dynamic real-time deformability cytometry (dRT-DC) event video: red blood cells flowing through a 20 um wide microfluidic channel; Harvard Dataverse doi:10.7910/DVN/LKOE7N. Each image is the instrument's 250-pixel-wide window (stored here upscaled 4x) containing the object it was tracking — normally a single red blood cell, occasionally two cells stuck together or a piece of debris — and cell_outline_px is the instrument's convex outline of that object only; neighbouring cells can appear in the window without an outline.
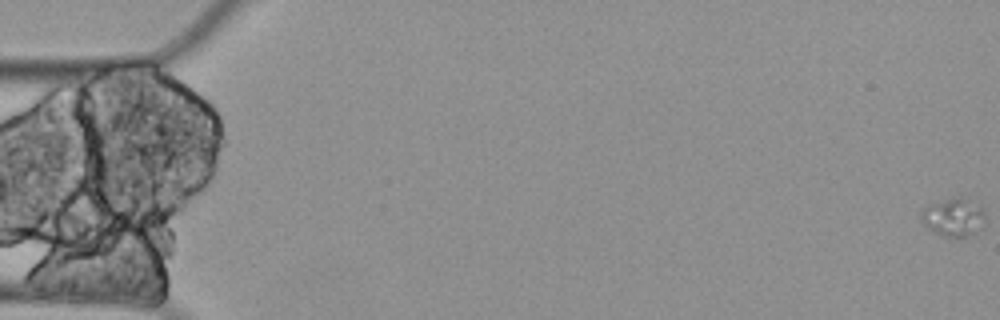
{"species": "Egyptian fruit bat (a non-hibernating species)", "species_latin": "Rousettus aegyptiacus", "temperature_condition": "cold", "stored_images_in_passage": 6, "camera_frame_rate_fps": 3000, "um_per_image_px": 0.085, "animal": {"sex": "female"}, "frame": {"image": 1, "passage_image": 1, "time_ms": 0.0, "image_size_px": [1000, 320], "cell_outline_px": [[984, 224], [980, 228], [964, 236], [944, 236], [928, 228], [924, 224], [920, 216], [920, 208], [928, 204], [952, 196], [960, 196], [980, 208], [984, 212]], "centroid_in_image_um": [80.97, 18.42], "position_along_channel_um": 4.0, "area_um2": 13.99}}